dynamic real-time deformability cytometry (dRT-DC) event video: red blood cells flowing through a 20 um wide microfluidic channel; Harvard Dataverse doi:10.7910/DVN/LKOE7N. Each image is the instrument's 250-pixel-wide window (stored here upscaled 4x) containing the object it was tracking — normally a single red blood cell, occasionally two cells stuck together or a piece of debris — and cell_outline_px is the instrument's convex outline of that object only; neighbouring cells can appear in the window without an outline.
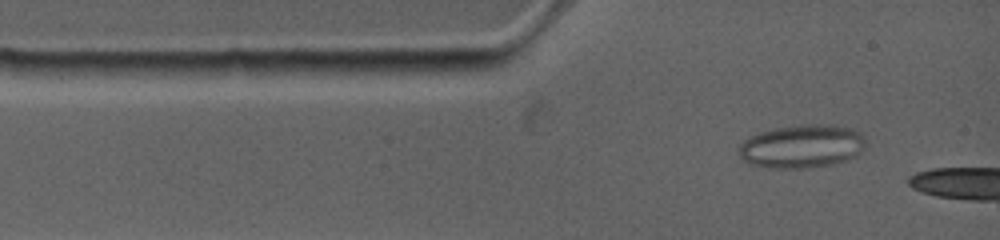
{"species": "common noctule bat (a hibernating species)", "species_latin": "Nyctalus noctula", "temperature_condition": "warm", "stored_images_in_passage": 7, "camera_frame_rate_fps": 4500, "um_per_image_px": 0.085, "animal": {"sex": "female", "body_mass_g": 19.0, "forearm_length_mm": 53.3}, "frame": {"image": 1, "passage_image": 1, "time_ms": 0.0, "image_size_px": [1000, 240], "cell_outline_px": [[864, 148], [856, 156], [848, 160], [836, 164], [808, 168], [752, 168], [740, 160], [740, 148], [748, 140], [756, 136], [768, 132], [784, 128], [836, 128], [852, 132], [856, 136]], "centroid_in_image_um": [68.03, 12.6], "position_along_channel_um": 17.0, "area_um2": 29.59}}
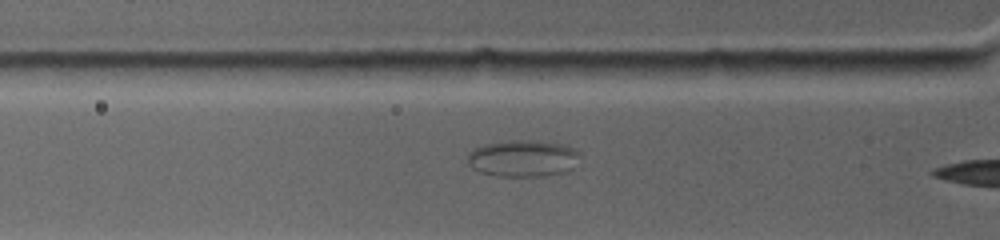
{"frame": {"image": 2, "passage_image": 6, "time_ms": 2.444, "image_size_px": [1000, 240], "cell_outline_px": [[572, 168], [568, 172], [560, 176], [496, 176], [480, 172], [472, 168], [468, 160], [468, 156], [472, 152], [480, 148], [492, 144], [548, 144], [564, 148], [572, 152]], "centroid_in_image_um": [44.35, 13.61], "position_along_channel_um": 81.5, "area_um2": 21.44}}